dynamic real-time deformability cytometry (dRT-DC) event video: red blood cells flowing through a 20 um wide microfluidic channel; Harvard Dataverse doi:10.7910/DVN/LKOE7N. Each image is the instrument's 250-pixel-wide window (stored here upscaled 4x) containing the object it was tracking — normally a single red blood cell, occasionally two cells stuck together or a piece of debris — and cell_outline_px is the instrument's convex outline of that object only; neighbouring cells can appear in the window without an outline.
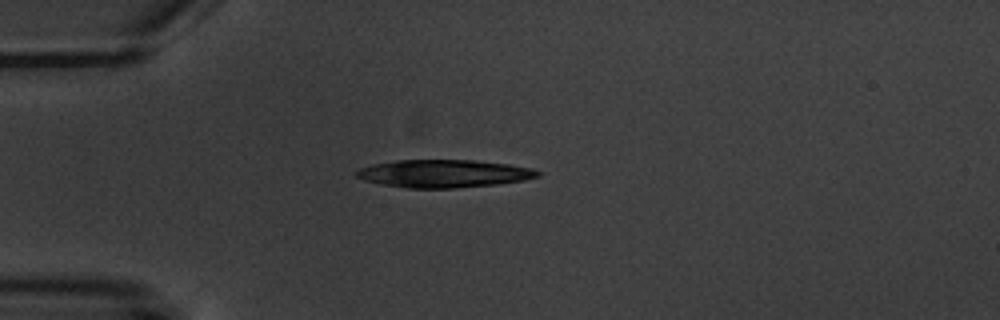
{"species": "common noctule bat (a hibernating species)", "species_latin": "Nyctalus noctula", "temperature_condition": "warm", "stored_images_in_passage": 1, "camera_frame_rate_fps": 3000, "um_per_image_px": 0.085, "animal": {"sex": "male", "body_mass_g": 20.1, "forearm_length_mm": 53.5}, "frame": {"image": 1, "passage_image": 1, "time_ms": 0.0, "image_size_px": [1000, 320], "cell_outline_px": [[540, 176], [524, 180], [500, 184], [452, 188], [408, 188], [380, 184], [364, 180], [356, 176], [352, 172], [360, 168], [372, 164], [396, 160], [476, 160], [508, 164], [532, 168], [540, 172]], "centroid_in_image_um": [37.7, 14.75], "position_along_channel_um": 47.3, "area_um2": 29.54}}